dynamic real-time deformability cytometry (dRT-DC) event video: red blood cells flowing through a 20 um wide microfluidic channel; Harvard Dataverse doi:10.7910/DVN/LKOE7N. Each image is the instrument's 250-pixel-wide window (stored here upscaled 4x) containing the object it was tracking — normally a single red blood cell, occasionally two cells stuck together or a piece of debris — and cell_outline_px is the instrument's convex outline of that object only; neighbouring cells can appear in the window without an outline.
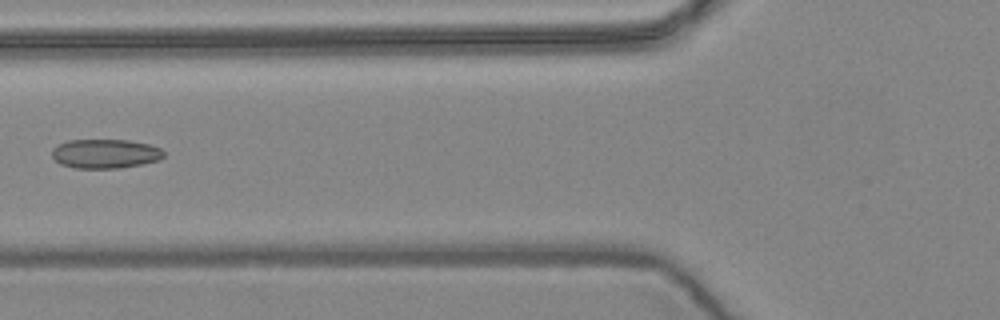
{"species": "common noctule bat (a hibernating species)", "species_latin": "Nyctalus noctula", "temperature_condition": "warm", "stored_images_in_passage": 6, "camera_frame_rate_fps": 3000, "um_per_image_px": 0.085, "animal": {"sex": "female", "body_mass_g": 24.6, "forearm_length_mm": 56.2}, "frame": {"image": 1, "passage_image": 6, "time_ms": 1.667, "image_size_px": [1000, 320], "cell_outline_px": [[164, 156], [160, 160], [144, 164], [120, 168], [76, 168], [60, 164], [52, 156], [52, 148], [68, 140], [128, 140], [148, 144], [160, 148], [164, 152]], "centroid_in_image_um": [8.96, 13.07], "position_along_channel_um": 116.8, "area_um2": 19.07}}